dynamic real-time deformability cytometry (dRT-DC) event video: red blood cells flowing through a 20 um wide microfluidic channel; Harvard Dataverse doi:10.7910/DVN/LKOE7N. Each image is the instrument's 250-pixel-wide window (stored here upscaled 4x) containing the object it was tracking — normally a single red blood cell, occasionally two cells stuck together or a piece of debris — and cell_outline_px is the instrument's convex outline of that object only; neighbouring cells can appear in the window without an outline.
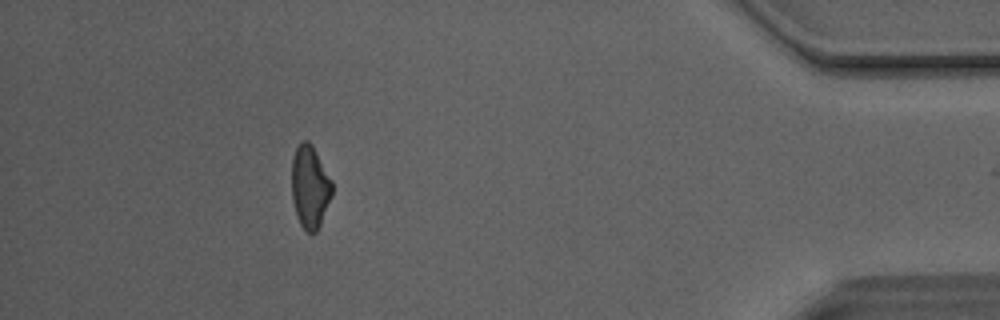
{"species": "Egyptian fruit bat (a non-hibernating species)", "species_latin": "Rousettus aegyptiacus", "temperature_condition": "room temperature", "stored_images_in_passage": 33, "camera_frame_rate_fps": 3000, "um_per_image_px": 0.085, "animal": {"sex": "male"}, "frame": {"image": 1, "passage_image": 32, "time_ms": 10.333, "image_size_px": [1000, 320], "cell_outline_px": [[332, 196], [320, 224], [316, 232], [308, 232], [300, 224], [296, 216], [292, 200], [292, 156], [300, 140], [308, 140], [312, 144], [332, 180]], "centroid_in_image_um": [26.34, 15.85], "position_along_channel_um": 408.9, "area_um2": 19.59}, "authors_computed_cell_mechanics": {"area_um2": 20.3456, "velocity_mm_per_s": 4.1382, "shape_relaxation_time_tau1_ms": 10.8949, "shape_relaxation_time_tau2_ms": 3.5877, "deformation_change_tau1": 0.2622, "deformation_change_tau2": 0.1316}}